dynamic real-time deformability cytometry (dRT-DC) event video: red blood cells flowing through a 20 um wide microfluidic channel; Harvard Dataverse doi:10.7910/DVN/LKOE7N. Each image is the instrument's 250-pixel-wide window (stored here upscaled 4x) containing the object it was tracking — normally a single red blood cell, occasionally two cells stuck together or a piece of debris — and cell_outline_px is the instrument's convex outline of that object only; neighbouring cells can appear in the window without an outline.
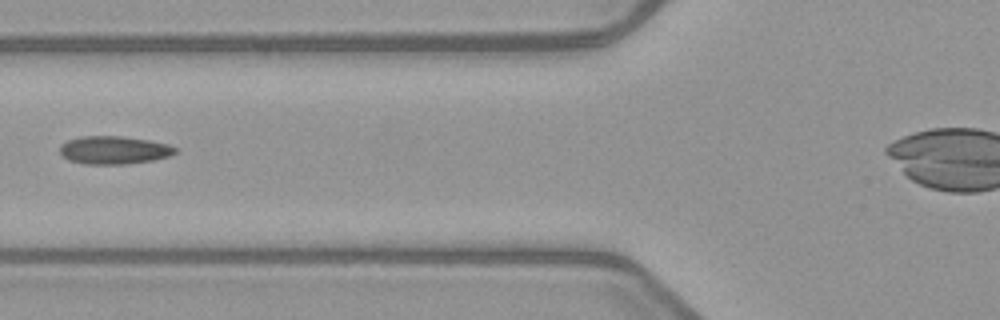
{"species": "common noctule bat (a hibernating species)", "species_latin": "Nyctalus noctula", "temperature_condition": "warm", "stored_images_in_passage": 3, "camera_frame_rate_fps": 3000, "um_per_image_px": 0.085, "animal": {"sex": "female", "body_mass_g": 21.9}, "frame": {"image": 1, "passage_image": 3, "time_ms": 2.333, "image_size_px": [1000, 320], "cell_outline_px": [[176, 152], [168, 156], [152, 160], [124, 164], [84, 164], [68, 160], [60, 152], [60, 144], [68, 140], [80, 136], [120, 136], [148, 140], [168, 144], [176, 148]], "centroid_in_image_um": [9.65, 12.75], "position_along_channel_um": 116.2, "area_um2": 18.73}}